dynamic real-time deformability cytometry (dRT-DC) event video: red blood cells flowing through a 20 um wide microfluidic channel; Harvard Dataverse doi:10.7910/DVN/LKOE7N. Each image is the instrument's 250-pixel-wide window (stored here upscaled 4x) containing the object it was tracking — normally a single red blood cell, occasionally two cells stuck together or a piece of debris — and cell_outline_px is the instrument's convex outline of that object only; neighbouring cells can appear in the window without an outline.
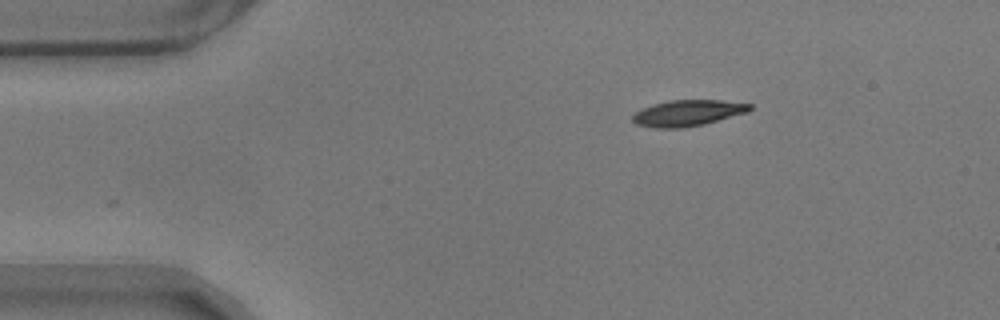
{"species": "common noctule bat (a hibernating species)", "species_latin": "Nyctalus noctula", "temperature_condition": "warm", "stored_images_in_passage": 38, "camera_frame_rate_fps": 3000, "um_per_image_px": 0.085, "animal": {"sex": "male", "body_mass_g": 17.9}, "frame": {"image": 1, "passage_image": 1, "time_ms": 0.0, "image_size_px": [1000, 320], "cell_outline_px": [[752, 108], [748, 112], [704, 124], [680, 128], [656, 128], [636, 124], [632, 120], [632, 116], [636, 112], [652, 104], [668, 100], [720, 100], [752, 104]], "centroid_in_image_um": [58.46, 9.6], "position_along_channel_um": 26.5, "area_um2": 17.74}}
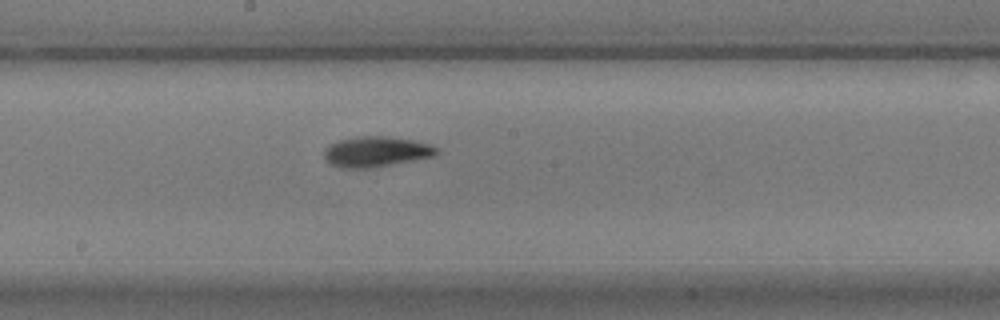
{"frame": {"image": 2, "passage_image": 22, "time_ms": 7.0, "image_size_px": [1000, 320], "cell_outline_px": [[440, 152], [436, 156], [368, 168], [340, 168], [328, 164], [324, 156], [324, 148], [328, 144], [340, 140], [356, 136], [384, 136], [412, 140], [428, 144], [440, 148]], "centroid_in_image_um": [31.94, 12.89], "position_along_channel_um": 216.3, "area_um2": 20.06}}
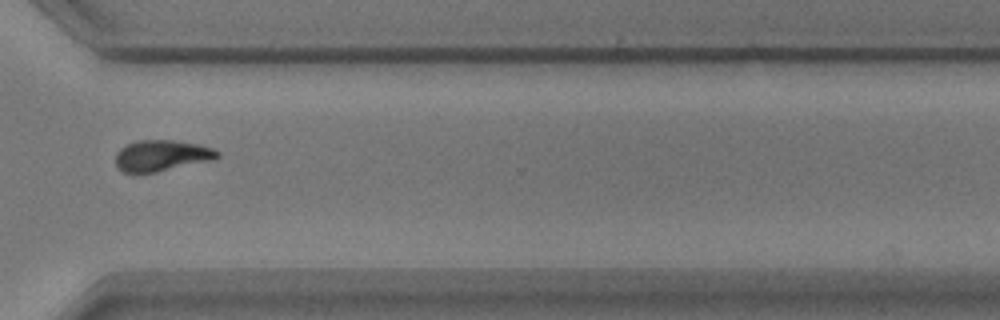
{"frame": {"image": 3, "passage_image": 34, "time_ms": 11.0, "image_size_px": [1000, 320], "cell_outline_px": [[220, 156], [212, 160], [156, 172], [124, 172], [116, 168], [116, 152], [120, 148], [128, 144], [140, 140], [172, 140], [200, 144], [212, 148], [220, 152]], "centroid_in_image_um": [13.74, 13.22], "position_along_channel_um": 356.9, "area_um2": 18.38}, "authors_computed_cell_mechanics": {"area_um2": 18.5249, "velocity_mm_per_s": 3.5198, "shape_relaxation_time_tau1_ms": 3.208, "shape_relaxation_time_tau2_ms": 4.2477, "deformation_change_tau1": 0.1513, "deformation_change_tau2": 0.1085}}